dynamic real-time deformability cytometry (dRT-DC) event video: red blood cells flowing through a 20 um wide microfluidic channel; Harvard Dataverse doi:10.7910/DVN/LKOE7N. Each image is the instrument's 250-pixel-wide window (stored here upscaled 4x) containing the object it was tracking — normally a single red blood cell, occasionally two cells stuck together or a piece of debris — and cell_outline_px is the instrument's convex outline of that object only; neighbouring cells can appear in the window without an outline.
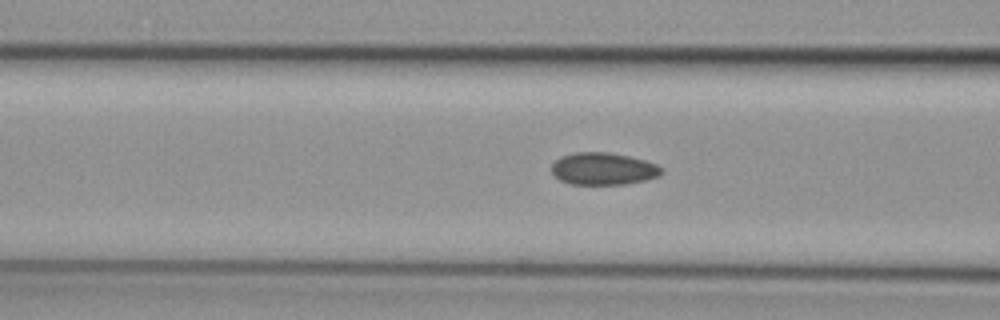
{"species": "common noctule bat (a hibernating species)", "species_latin": "Nyctalus noctula", "temperature_condition": "cold", "stored_images_in_passage": 42, "camera_frame_rate_fps": 3000, "um_per_image_px": 0.085, "animal": {"sex": "female", "body_mass_g": 29.2, "forearm_length_mm": 56.3}, "frame": {"image": 1, "passage_image": 21, "time_ms": 6.667, "image_size_px": [1000, 320], "cell_outline_px": [[664, 172], [660, 176], [644, 180], [624, 184], [572, 184], [560, 180], [552, 172], [552, 164], [556, 160], [564, 156], [576, 152], [608, 152], [628, 156], [644, 160], [656, 164], [664, 168]], "centroid_in_image_um": [51.32, 14.35], "position_along_channel_um": 115.3, "area_um2": 20.52}}
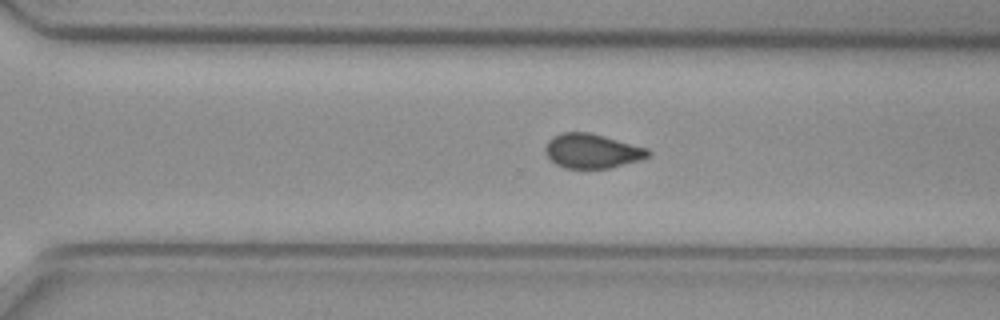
{"frame": {"image": 2, "passage_image": 37, "time_ms": 12.0, "image_size_px": [1000, 320], "cell_outline_px": [[652, 152], [648, 156], [640, 160], [608, 168], [564, 168], [556, 164], [544, 152], [544, 148], [548, 140], [552, 136], [560, 132], [588, 132], [604, 136], [648, 148]], "centroid_in_image_um": [50.3, 12.82], "position_along_channel_um": 320.3, "area_um2": 20.63}}
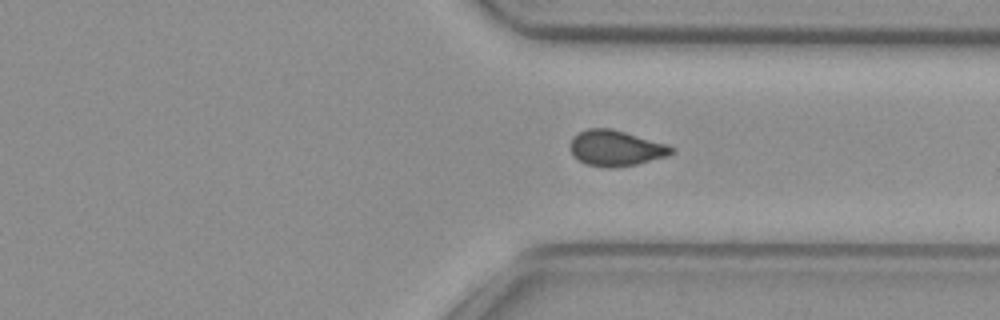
{"frame": {"image": 3, "passage_image": 40, "time_ms": 13.0, "image_size_px": [1000, 320], "cell_outline_px": [[676, 152], [668, 156], [636, 164], [612, 168], [608, 168], [588, 164], [580, 160], [568, 148], [568, 144], [572, 136], [588, 128], [612, 128], [664, 144], [676, 148]], "centroid_in_image_um": [52.33, 12.59], "position_along_channel_um": 359.1, "area_um2": 20.98}}